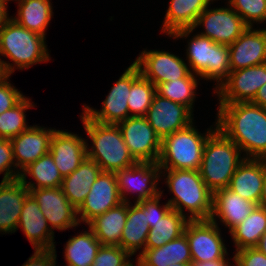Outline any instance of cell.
Segmentation results:
<instances>
[{"label": "cell", "instance_id": "obj_1", "mask_svg": "<svg viewBox=\"0 0 266 266\" xmlns=\"http://www.w3.org/2000/svg\"><path fill=\"white\" fill-rule=\"evenodd\" d=\"M217 127L245 152V158L266 159V108L252 102L219 104Z\"/></svg>", "mask_w": 266, "mask_h": 266}, {"label": "cell", "instance_id": "obj_2", "mask_svg": "<svg viewBox=\"0 0 266 266\" xmlns=\"http://www.w3.org/2000/svg\"><path fill=\"white\" fill-rule=\"evenodd\" d=\"M161 174H167V186L174 194V197L167 201L172 209L185 216L183 209H187L190 213L189 220L210 219L213 193L201 178L199 170L161 169Z\"/></svg>", "mask_w": 266, "mask_h": 266}, {"label": "cell", "instance_id": "obj_3", "mask_svg": "<svg viewBox=\"0 0 266 266\" xmlns=\"http://www.w3.org/2000/svg\"><path fill=\"white\" fill-rule=\"evenodd\" d=\"M80 117L93 145L90 149L86 143L87 157L94 160L102 171L116 173L137 163L130 154L118 125L98 123L84 112Z\"/></svg>", "mask_w": 266, "mask_h": 266}, {"label": "cell", "instance_id": "obj_4", "mask_svg": "<svg viewBox=\"0 0 266 266\" xmlns=\"http://www.w3.org/2000/svg\"><path fill=\"white\" fill-rule=\"evenodd\" d=\"M241 153L239 146L218 127L208 136L199 172L212 193L229 186L231 177L245 159Z\"/></svg>", "mask_w": 266, "mask_h": 266}, {"label": "cell", "instance_id": "obj_5", "mask_svg": "<svg viewBox=\"0 0 266 266\" xmlns=\"http://www.w3.org/2000/svg\"><path fill=\"white\" fill-rule=\"evenodd\" d=\"M45 38L19 25L11 17L0 30V54L14 62L1 60L5 73L11 76L15 67L23 70L38 62L49 61Z\"/></svg>", "mask_w": 266, "mask_h": 266}, {"label": "cell", "instance_id": "obj_6", "mask_svg": "<svg viewBox=\"0 0 266 266\" xmlns=\"http://www.w3.org/2000/svg\"><path fill=\"white\" fill-rule=\"evenodd\" d=\"M193 125L191 123L162 139L157 162L161 169H200L205 142L217 128V123L214 129L210 127L205 134L199 133Z\"/></svg>", "mask_w": 266, "mask_h": 266}, {"label": "cell", "instance_id": "obj_7", "mask_svg": "<svg viewBox=\"0 0 266 266\" xmlns=\"http://www.w3.org/2000/svg\"><path fill=\"white\" fill-rule=\"evenodd\" d=\"M192 37L186 52L189 69L203 79L217 81L218 90L231 72L229 46L217 44L199 33Z\"/></svg>", "mask_w": 266, "mask_h": 266}, {"label": "cell", "instance_id": "obj_8", "mask_svg": "<svg viewBox=\"0 0 266 266\" xmlns=\"http://www.w3.org/2000/svg\"><path fill=\"white\" fill-rule=\"evenodd\" d=\"M208 8L198 16L193 29L177 30L170 37L187 38L195 28L202 25L205 31L199 35L208 37L217 44L229 46L247 29L243 19L231 7Z\"/></svg>", "mask_w": 266, "mask_h": 266}, {"label": "cell", "instance_id": "obj_9", "mask_svg": "<svg viewBox=\"0 0 266 266\" xmlns=\"http://www.w3.org/2000/svg\"><path fill=\"white\" fill-rule=\"evenodd\" d=\"M140 75L138 67L132 63L111 87L103 101L102 109L96 110L84 105L83 112L93 121L102 124H114L129 117L128 96L133 81Z\"/></svg>", "mask_w": 266, "mask_h": 266}, {"label": "cell", "instance_id": "obj_10", "mask_svg": "<svg viewBox=\"0 0 266 266\" xmlns=\"http://www.w3.org/2000/svg\"><path fill=\"white\" fill-rule=\"evenodd\" d=\"M218 223L209 220H189L184 234L189 243L192 262L226 259L227 248Z\"/></svg>", "mask_w": 266, "mask_h": 266}, {"label": "cell", "instance_id": "obj_11", "mask_svg": "<svg viewBox=\"0 0 266 266\" xmlns=\"http://www.w3.org/2000/svg\"><path fill=\"white\" fill-rule=\"evenodd\" d=\"M117 125L130 154L137 162H158L162 140L145 116H130Z\"/></svg>", "mask_w": 266, "mask_h": 266}, {"label": "cell", "instance_id": "obj_12", "mask_svg": "<svg viewBox=\"0 0 266 266\" xmlns=\"http://www.w3.org/2000/svg\"><path fill=\"white\" fill-rule=\"evenodd\" d=\"M266 83V63L231 71L227 80L215 90L219 104L252 102Z\"/></svg>", "mask_w": 266, "mask_h": 266}, {"label": "cell", "instance_id": "obj_13", "mask_svg": "<svg viewBox=\"0 0 266 266\" xmlns=\"http://www.w3.org/2000/svg\"><path fill=\"white\" fill-rule=\"evenodd\" d=\"M115 174L123 202H130L126 196L128 195L127 192L133 194L138 192L136 202L151 199L161 194V190L157 188L161 175V168L157 162H137Z\"/></svg>", "mask_w": 266, "mask_h": 266}, {"label": "cell", "instance_id": "obj_14", "mask_svg": "<svg viewBox=\"0 0 266 266\" xmlns=\"http://www.w3.org/2000/svg\"><path fill=\"white\" fill-rule=\"evenodd\" d=\"M133 63L140 74L155 86L186 78L191 73L183 59L166 51L144 50Z\"/></svg>", "mask_w": 266, "mask_h": 266}, {"label": "cell", "instance_id": "obj_15", "mask_svg": "<svg viewBox=\"0 0 266 266\" xmlns=\"http://www.w3.org/2000/svg\"><path fill=\"white\" fill-rule=\"evenodd\" d=\"M121 202L123 201L119 193L116 174L101 171L90 187V192L84 202L77 209L79 222L88 224Z\"/></svg>", "mask_w": 266, "mask_h": 266}, {"label": "cell", "instance_id": "obj_16", "mask_svg": "<svg viewBox=\"0 0 266 266\" xmlns=\"http://www.w3.org/2000/svg\"><path fill=\"white\" fill-rule=\"evenodd\" d=\"M52 231L79 225L77 209L68 201L61 187L29 189Z\"/></svg>", "mask_w": 266, "mask_h": 266}, {"label": "cell", "instance_id": "obj_17", "mask_svg": "<svg viewBox=\"0 0 266 266\" xmlns=\"http://www.w3.org/2000/svg\"><path fill=\"white\" fill-rule=\"evenodd\" d=\"M192 113L187 106L155 93L145 118L162 140L193 123Z\"/></svg>", "mask_w": 266, "mask_h": 266}, {"label": "cell", "instance_id": "obj_18", "mask_svg": "<svg viewBox=\"0 0 266 266\" xmlns=\"http://www.w3.org/2000/svg\"><path fill=\"white\" fill-rule=\"evenodd\" d=\"M231 71L266 63V29H247L229 45Z\"/></svg>", "mask_w": 266, "mask_h": 266}, {"label": "cell", "instance_id": "obj_19", "mask_svg": "<svg viewBox=\"0 0 266 266\" xmlns=\"http://www.w3.org/2000/svg\"><path fill=\"white\" fill-rule=\"evenodd\" d=\"M75 133L55 130L50 141L49 153L62 177L75 171L87 157V145Z\"/></svg>", "mask_w": 266, "mask_h": 266}, {"label": "cell", "instance_id": "obj_20", "mask_svg": "<svg viewBox=\"0 0 266 266\" xmlns=\"http://www.w3.org/2000/svg\"><path fill=\"white\" fill-rule=\"evenodd\" d=\"M55 130L34 125L10 139L15 165L20 167V172L49 153L51 137Z\"/></svg>", "mask_w": 266, "mask_h": 266}, {"label": "cell", "instance_id": "obj_21", "mask_svg": "<svg viewBox=\"0 0 266 266\" xmlns=\"http://www.w3.org/2000/svg\"><path fill=\"white\" fill-rule=\"evenodd\" d=\"M22 228L33 249H54V232L40 210L35 199L29 194L19 218L17 228Z\"/></svg>", "mask_w": 266, "mask_h": 266}, {"label": "cell", "instance_id": "obj_22", "mask_svg": "<svg viewBox=\"0 0 266 266\" xmlns=\"http://www.w3.org/2000/svg\"><path fill=\"white\" fill-rule=\"evenodd\" d=\"M265 173L266 159L245 158L231 177L228 188L259 205Z\"/></svg>", "mask_w": 266, "mask_h": 266}, {"label": "cell", "instance_id": "obj_23", "mask_svg": "<svg viewBox=\"0 0 266 266\" xmlns=\"http://www.w3.org/2000/svg\"><path fill=\"white\" fill-rule=\"evenodd\" d=\"M257 205L243 199L228 187L213 193L212 214L210 220L217 222L216 217L221 219L229 232L250 215Z\"/></svg>", "mask_w": 266, "mask_h": 266}, {"label": "cell", "instance_id": "obj_24", "mask_svg": "<svg viewBox=\"0 0 266 266\" xmlns=\"http://www.w3.org/2000/svg\"><path fill=\"white\" fill-rule=\"evenodd\" d=\"M29 189L20 178L0 183V232L13 233L17 229L21 211Z\"/></svg>", "mask_w": 266, "mask_h": 266}, {"label": "cell", "instance_id": "obj_25", "mask_svg": "<svg viewBox=\"0 0 266 266\" xmlns=\"http://www.w3.org/2000/svg\"><path fill=\"white\" fill-rule=\"evenodd\" d=\"M101 171L100 166L94 160L86 157L75 171L63 177L61 188L68 201L76 209L84 202L90 192V187Z\"/></svg>", "mask_w": 266, "mask_h": 266}, {"label": "cell", "instance_id": "obj_26", "mask_svg": "<svg viewBox=\"0 0 266 266\" xmlns=\"http://www.w3.org/2000/svg\"><path fill=\"white\" fill-rule=\"evenodd\" d=\"M213 0H171L164 17L162 32L171 36L181 29H193L198 16Z\"/></svg>", "mask_w": 266, "mask_h": 266}, {"label": "cell", "instance_id": "obj_27", "mask_svg": "<svg viewBox=\"0 0 266 266\" xmlns=\"http://www.w3.org/2000/svg\"><path fill=\"white\" fill-rule=\"evenodd\" d=\"M127 221V202L109 209L87 225L101 245L120 246L122 232Z\"/></svg>", "mask_w": 266, "mask_h": 266}, {"label": "cell", "instance_id": "obj_28", "mask_svg": "<svg viewBox=\"0 0 266 266\" xmlns=\"http://www.w3.org/2000/svg\"><path fill=\"white\" fill-rule=\"evenodd\" d=\"M143 266H169L192 263L191 251L185 234L161 247L142 250L137 257Z\"/></svg>", "mask_w": 266, "mask_h": 266}, {"label": "cell", "instance_id": "obj_29", "mask_svg": "<svg viewBox=\"0 0 266 266\" xmlns=\"http://www.w3.org/2000/svg\"><path fill=\"white\" fill-rule=\"evenodd\" d=\"M130 204L131 202H127V221L122 232L120 247L133 256L137 250L145 249L150 226L143 213V206L139 202Z\"/></svg>", "mask_w": 266, "mask_h": 266}, {"label": "cell", "instance_id": "obj_30", "mask_svg": "<svg viewBox=\"0 0 266 266\" xmlns=\"http://www.w3.org/2000/svg\"><path fill=\"white\" fill-rule=\"evenodd\" d=\"M52 3L50 0H21L18 2L15 20L24 28L45 37L46 29L52 19Z\"/></svg>", "mask_w": 266, "mask_h": 266}, {"label": "cell", "instance_id": "obj_31", "mask_svg": "<svg viewBox=\"0 0 266 266\" xmlns=\"http://www.w3.org/2000/svg\"><path fill=\"white\" fill-rule=\"evenodd\" d=\"M265 232L266 208L257 205L247 218L230 231L235 251L256 247Z\"/></svg>", "mask_w": 266, "mask_h": 266}, {"label": "cell", "instance_id": "obj_32", "mask_svg": "<svg viewBox=\"0 0 266 266\" xmlns=\"http://www.w3.org/2000/svg\"><path fill=\"white\" fill-rule=\"evenodd\" d=\"M27 174L28 176L33 177L36 183L32 181L28 182L26 180ZM19 178L28 189L58 188L62 186L63 182V177L50 153H47L35 162L30 163L21 171Z\"/></svg>", "mask_w": 266, "mask_h": 266}, {"label": "cell", "instance_id": "obj_33", "mask_svg": "<svg viewBox=\"0 0 266 266\" xmlns=\"http://www.w3.org/2000/svg\"><path fill=\"white\" fill-rule=\"evenodd\" d=\"M187 217L171 208L165 216L154 224L153 228H150L145 249L161 247L184 234L189 221Z\"/></svg>", "mask_w": 266, "mask_h": 266}, {"label": "cell", "instance_id": "obj_34", "mask_svg": "<svg viewBox=\"0 0 266 266\" xmlns=\"http://www.w3.org/2000/svg\"><path fill=\"white\" fill-rule=\"evenodd\" d=\"M100 246L90 228L70 238L64 249L66 266H91Z\"/></svg>", "mask_w": 266, "mask_h": 266}, {"label": "cell", "instance_id": "obj_35", "mask_svg": "<svg viewBox=\"0 0 266 266\" xmlns=\"http://www.w3.org/2000/svg\"><path fill=\"white\" fill-rule=\"evenodd\" d=\"M197 75L190 73L186 78L160 83L156 86V93L173 102L187 106L193 112L196 97Z\"/></svg>", "mask_w": 266, "mask_h": 266}, {"label": "cell", "instance_id": "obj_36", "mask_svg": "<svg viewBox=\"0 0 266 266\" xmlns=\"http://www.w3.org/2000/svg\"><path fill=\"white\" fill-rule=\"evenodd\" d=\"M32 107H35L34 104L24 97L13 108L0 114V138L12 139L30 128L31 126L26 122L25 110Z\"/></svg>", "mask_w": 266, "mask_h": 266}, {"label": "cell", "instance_id": "obj_37", "mask_svg": "<svg viewBox=\"0 0 266 266\" xmlns=\"http://www.w3.org/2000/svg\"><path fill=\"white\" fill-rule=\"evenodd\" d=\"M156 93V86L141 74L133 81L127 99L130 116H145Z\"/></svg>", "mask_w": 266, "mask_h": 266}, {"label": "cell", "instance_id": "obj_38", "mask_svg": "<svg viewBox=\"0 0 266 266\" xmlns=\"http://www.w3.org/2000/svg\"><path fill=\"white\" fill-rule=\"evenodd\" d=\"M228 3L248 27L266 21V0H228Z\"/></svg>", "mask_w": 266, "mask_h": 266}, {"label": "cell", "instance_id": "obj_39", "mask_svg": "<svg viewBox=\"0 0 266 266\" xmlns=\"http://www.w3.org/2000/svg\"><path fill=\"white\" fill-rule=\"evenodd\" d=\"M131 255L117 245H101L91 266H125Z\"/></svg>", "mask_w": 266, "mask_h": 266}, {"label": "cell", "instance_id": "obj_40", "mask_svg": "<svg viewBox=\"0 0 266 266\" xmlns=\"http://www.w3.org/2000/svg\"><path fill=\"white\" fill-rule=\"evenodd\" d=\"M16 168L12 144L10 139L0 138V174L4 172L2 180H14L20 177V171ZM14 169V171H13Z\"/></svg>", "mask_w": 266, "mask_h": 266}, {"label": "cell", "instance_id": "obj_41", "mask_svg": "<svg viewBox=\"0 0 266 266\" xmlns=\"http://www.w3.org/2000/svg\"><path fill=\"white\" fill-rule=\"evenodd\" d=\"M162 194L163 191L157 197L138 201L143 206V213L146 215L150 228H153L154 224L171 209V205L168 202L164 206H160L159 201L163 196Z\"/></svg>", "mask_w": 266, "mask_h": 266}, {"label": "cell", "instance_id": "obj_42", "mask_svg": "<svg viewBox=\"0 0 266 266\" xmlns=\"http://www.w3.org/2000/svg\"><path fill=\"white\" fill-rule=\"evenodd\" d=\"M7 75L0 81V114L13 108L25 96L18 89H16L10 82Z\"/></svg>", "mask_w": 266, "mask_h": 266}, {"label": "cell", "instance_id": "obj_43", "mask_svg": "<svg viewBox=\"0 0 266 266\" xmlns=\"http://www.w3.org/2000/svg\"><path fill=\"white\" fill-rule=\"evenodd\" d=\"M233 260L236 266H266V255L256 247L236 251Z\"/></svg>", "mask_w": 266, "mask_h": 266}, {"label": "cell", "instance_id": "obj_44", "mask_svg": "<svg viewBox=\"0 0 266 266\" xmlns=\"http://www.w3.org/2000/svg\"><path fill=\"white\" fill-rule=\"evenodd\" d=\"M56 257V248L35 249L34 254L22 266H56Z\"/></svg>", "mask_w": 266, "mask_h": 266}, {"label": "cell", "instance_id": "obj_45", "mask_svg": "<svg viewBox=\"0 0 266 266\" xmlns=\"http://www.w3.org/2000/svg\"><path fill=\"white\" fill-rule=\"evenodd\" d=\"M252 103L266 108V83L258 90V93Z\"/></svg>", "mask_w": 266, "mask_h": 266}, {"label": "cell", "instance_id": "obj_46", "mask_svg": "<svg viewBox=\"0 0 266 266\" xmlns=\"http://www.w3.org/2000/svg\"><path fill=\"white\" fill-rule=\"evenodd\" d=\"M192 266H231L229 259H221L216 261L192 262ZM232 266H235L234 264Z\"/></svg>", "mask_w": 266, "mask_h": 266}, {"label": "cell", "instance_id": "obj_47", "mask_svg": "<svg viewBox=\"0 0 266 266\" xmlns=\"http://www.w3.org/2000/svg\"><path fill=\"white\" fill-rule=\"evenodd\" d=\"M7 3L4 0H0V30L6 24V22L11 18L8 17L7 13Z\"/></svg>", "mask_w": 266, "mask_h": 266}, {"label": "cell", "instance_id": "obj_48", "mask_svg": "<svg viewBox=\"0 0 266 266\" xmlns=\"http://www.w3.org/2000/svg\"><path fill=\"white\" fill-rule=\"evenodd\" d=\"M256 248L261 251L263 254L266 255V232L262 235L261 239L259 240Z\"/></svg>", "mask_w": 266, "mask_h": 266}, {"label": "cell", "instance_id": "obj_49", "mask_svg": "<svg viewBox=\"0 0 266 266\" xmlns=\"http://www.w3.org/2000/svg\"><path fill=\"white\" fill-rule=\"evenodd\" d=\"M259 206L266 208V173H265V177H264V183H263L262 194L260 197Z\"/></svg>", "mask_w": 266, "mask_h": 266}, {"label": "cell", "instance_id": "obj_50", "mask_svg": "<svg viewBox=\"0 0 266 266\" xmlns=\"http://www.w3.org/2000/svg\"><path fill=\"white\" fill-rule=\"evenodd\" d=\"M6 76H7V74L4 71V68H3V65H2V62H1V58H0V81Z\"/></svg>", "mask_w": 266, "mask_h": 266}, {"label": "cell", "instance_id": "obj_51", "mask_svg": "<svg viewBox=\"0 0 266 266\" xmlns=\"http://www.w3.org/2000/svg\"><path fill=\"white\" fill-rule=\"evenodd\" d=\"M137 263L136 265H134L131 261L129 263H127L125 266H143L142 263L140 262V260L137 258Z\"/></svg>", "mask_w": 266, "mask_h": 266}, {"label": "cell", "instance_id": "obj_52", "mask_svg": "<svg viewBox=\"0 0 266 266\" xmlns=\"http://www.w3.org/2000/svg\"><path fill=\"white\" fill-rule=\"evenodd\" d=\"M169 266H192V263H184V264L175 263V264H170Z\"/></svg>", "mask_w": 266, "mask_h": 266}, {"label": "cell", "instance_id": "obj_53", "mask_svg": "<svg viewBox=\"0 0 266 266\" xmlns=\"http://www.w3.org/2000/svg\"><path fill=\"white\" fill-rule=\"evenodd\" d=\"M6 3H8V1H14V0H4ZM15 1H21V0H15Z\"/></svg>", "mask_w": 266, "mask_h": 266}]
</instances>
